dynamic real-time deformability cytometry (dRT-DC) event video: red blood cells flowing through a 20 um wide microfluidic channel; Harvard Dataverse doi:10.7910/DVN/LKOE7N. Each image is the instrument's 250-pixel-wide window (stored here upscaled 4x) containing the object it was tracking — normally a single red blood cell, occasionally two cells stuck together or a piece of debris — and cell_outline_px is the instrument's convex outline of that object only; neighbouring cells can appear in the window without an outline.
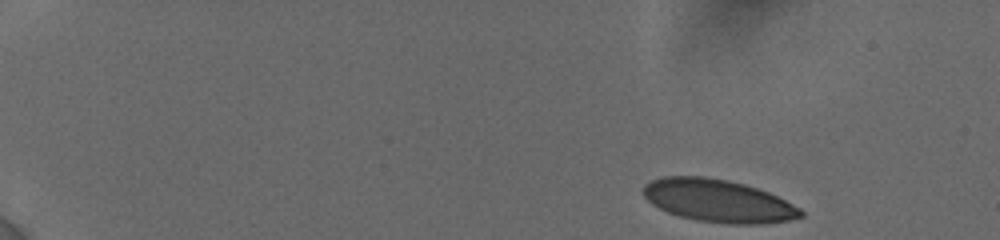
{"species": "human", "species_latin": "Homo sapiens", "temperature_condition": "cold", "stored_images_in_passage": 17, "camera_frame_rate_fps": 3000, "um_per_image_px": 0.085, "donor": {"sex": "female"}, "frame": {"image": 1, "passage_image": 1, "time_ms": 0.0, "image_size_px": [1000, 240], "cell_outline_px": [[804, 216], [788, 220], [764, 224], [728, 224], [696, 220], [680, 216], [668, 212], [652, 204], [644, 196], [644, 184], [652, 180], [664, 176], [704, 176], [728, 180], [744, 184], [768, 192], [800, 208], [804, 212]], "centroid_in_image_um": [61.05, 17.07], "position_along_channel_um": 24.0, "area_um2": 39.02}}
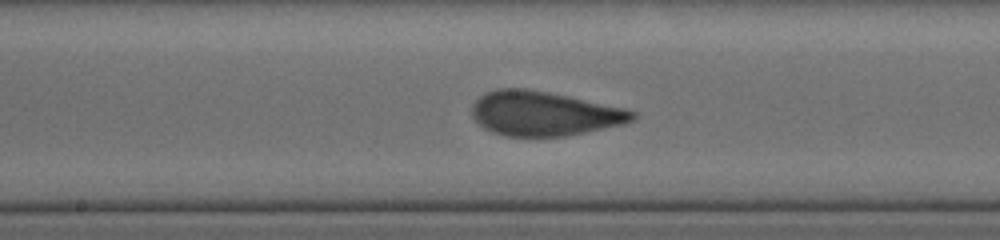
{"frame": {"image": 2, "passage_image": 11, "time_ms": 8.333, "image_size_px": [1000, 240], "cell_outline_px": [[636, 116], [632, 120], [624, 124], [564, 136], [504, 136], [492, 132], [484, 128], [472, 116], [472, 108], [476, 100], [484, 92], [496, 88], [524, 88], [548, 92], [628, 108], [636, 112]], "centroid_in_image_um": [46.24, 9.64], "position_along_channel_um": 202.0, "area_um2": 41.56}}
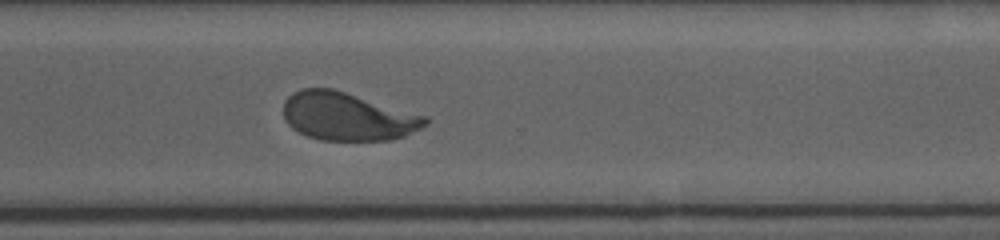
{"frame": {"image": 3, "passage_image": 17, "time_ms": 12.0, "image_size_px": [1000, 240], "cell_outline_px": [[428, 124], [404, 136], [388, 140], [320, 140], [308, 136], [292, 128], [288, 124], [284, 116], [284, 100], [292, 92], [304, 88], [332, 88], [428, 116]], "centroid_in_image_um": [29.54, 9.89], "position_along_channel_um": 341.1, "area_um2": 39.71}}